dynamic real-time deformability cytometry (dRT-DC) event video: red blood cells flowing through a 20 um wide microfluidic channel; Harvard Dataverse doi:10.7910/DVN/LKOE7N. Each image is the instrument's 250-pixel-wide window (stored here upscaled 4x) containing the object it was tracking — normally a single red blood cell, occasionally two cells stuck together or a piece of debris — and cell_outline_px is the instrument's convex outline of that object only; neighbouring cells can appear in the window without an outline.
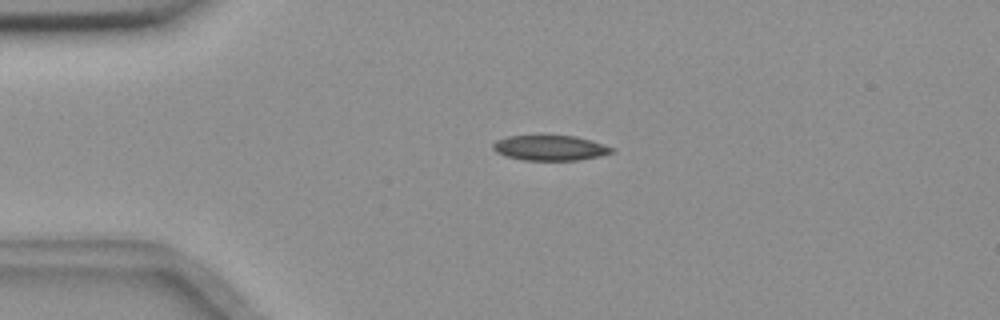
{"species": "common noctule bat (a hibernating species)", "species_latin": "Nyctalus noctula", "temperature_condition": "room temperature", "stored_images_in_passage": 3, "camera_frame_rate_fps": 3000, "um_per_image_px": 0.085, "animal": {"sex": "female", "body_mass_g": 18.4}, "frame": {"image": 1, "passage_image": 2, "time_ms": 0.333, "image_size_px": [1000, 320], "cell_outline_px": [[616, 152], [600, 156], [576, 160], [524, 160], [508, 156], [496, 152], [492, 148], [492, 144], [496, 140], [508, 136], [576, 136], [592, 140], [616, 148]], "centroid_in_image_um": [46.81, 12.57], "position_along_channel_um": 38.2, "area_um2": 17.46}}